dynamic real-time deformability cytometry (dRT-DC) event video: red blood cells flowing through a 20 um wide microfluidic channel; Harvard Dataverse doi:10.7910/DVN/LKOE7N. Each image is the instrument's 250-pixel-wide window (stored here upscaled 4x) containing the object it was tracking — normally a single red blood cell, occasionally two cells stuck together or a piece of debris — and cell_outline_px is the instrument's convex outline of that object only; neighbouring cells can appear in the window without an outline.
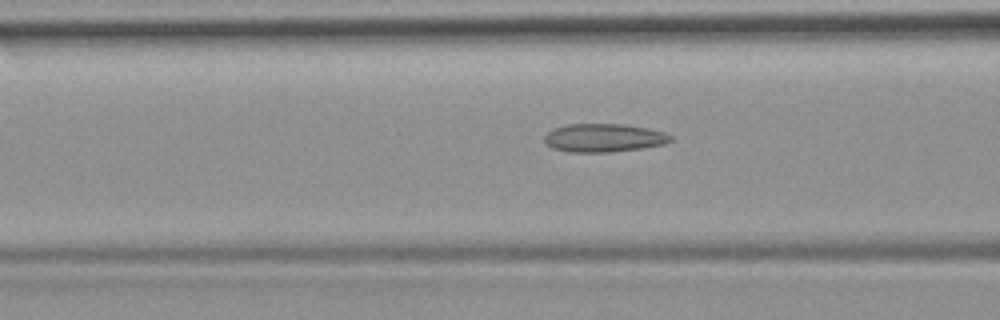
{"species": "common noctule bat (a hibernating species)", "species_latin": "Nyctalus noctula", "temperature_condition": "room temperature", "stored_images_in_passage": 9, "camera_frame_rate_fps": 3000, "um_per_image_px": 0.085, "animal": {"sex": "female", "body_mass_g": 19.9}, "frame": {"image": 1, "passage_image": 7, "time_ms": 2.0, "image_size_px": [1000, 320], "cell_outline_px": [[672, 140], [664, 144], [640, 148], [608, 152], [568, 152], [552, 148], [544, 140], [544, 136], [552, 128], [568, 124], [624, 124], [648, 128], [664, 132], [672, 136]], "centroid_in_image_um": [51.3, 11.71], "position_along_channel_um": 115.3, "area_um2": 20.81}}